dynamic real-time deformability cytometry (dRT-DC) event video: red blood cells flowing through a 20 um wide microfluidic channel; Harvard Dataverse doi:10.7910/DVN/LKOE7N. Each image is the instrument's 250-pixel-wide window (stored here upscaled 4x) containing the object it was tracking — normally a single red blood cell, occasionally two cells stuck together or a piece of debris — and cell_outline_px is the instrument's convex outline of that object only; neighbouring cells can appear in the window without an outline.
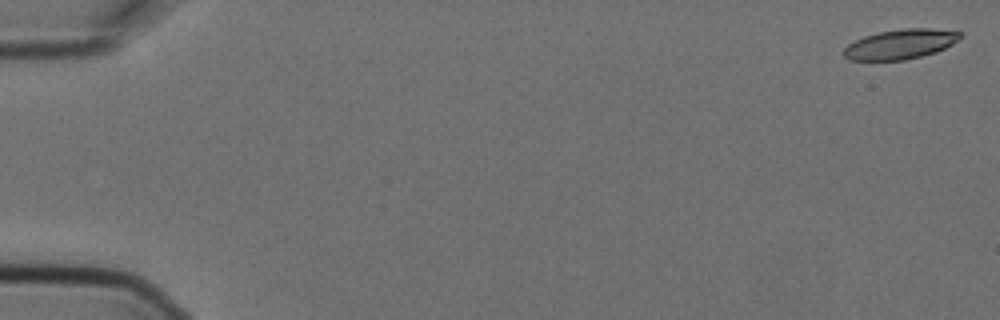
{"species": "Egyptian fruit bat (a non-hibernating species)", "species_latin": "Rousettus aegyptiacus", "temperature_condition": "cold", "stored_images_in_passage": 9, "camera_frame_rate_fps": 3000, "um_per_image_px": 0.085, "animal": {"sex": "female"}, "frame": {"image": 1, "passage_image": 1, "time_ms": 0.0, "image_size_px": [1000, 320], "cell_outline_px": [[964, 36], [952, 44], [936, 52], [904, 60], [848, 60], [844, 56], [844, 48], [848, 44], [864, 36], [880, 32], [904, 28], [932, 28], [964, 32]], "centroid_in_image_um": [76.57, 3.74], "position_along_channel_um": 8.4, "area_um2": 20.23}}
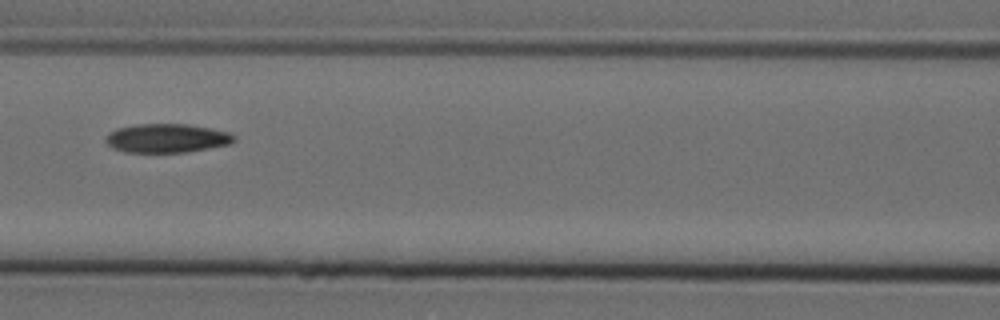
{"frame": {"image": 2, "passage_image": 8, "time_ms": 2.333, "image_size_px": [1000, 320], "cell_outline_px": [[236, 140], [232, 144], [184, 152], [124, 152], [112, 148], [104, 140], [108, 132], [116, 128], [136, 124], [188, 124], [212, 128], [228, 132], [236, 136]], "centroid_in_image_um": [14.17, 11.74], "position_along_channel_um": 152.4, "area_um2": 21.79}}
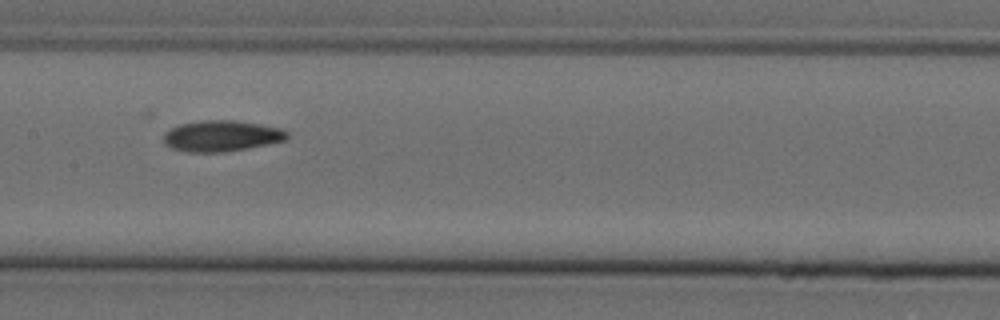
{"frame": {"image": 3, "passage_image": 9, "time_ms": 2.667, "image_size_px": [1000, 320], "cell_outline_px": [[288, 140], [248, 148], [224, 152], [184, 152], [172, 148], [164, 144], [164, 132], [180, 124], [204, 120], [236, 120], [260, 124], [280, 128], [288, 132]], "centroid_in_image_um": [18.84, 11.56], "position_along_channel_um": 188.6, "area_um2": 22.43}}